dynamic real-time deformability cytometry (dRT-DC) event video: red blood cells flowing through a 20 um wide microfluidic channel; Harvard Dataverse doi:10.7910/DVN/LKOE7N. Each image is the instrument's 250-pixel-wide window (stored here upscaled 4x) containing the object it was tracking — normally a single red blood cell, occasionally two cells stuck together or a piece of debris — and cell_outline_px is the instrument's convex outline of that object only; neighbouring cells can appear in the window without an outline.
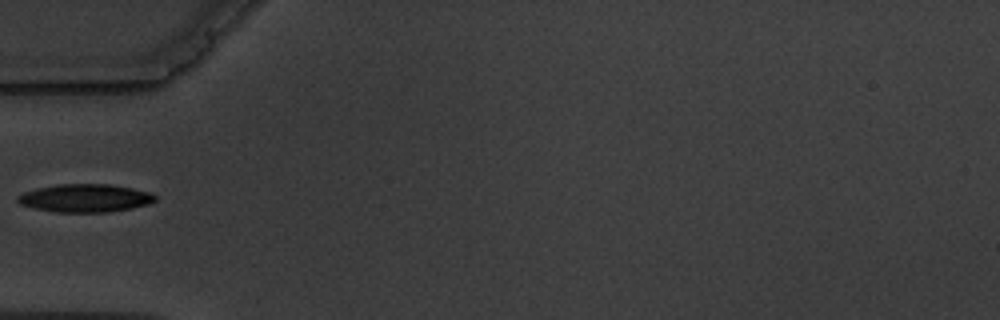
{"species": "common noctule bat (a hibernating species)", "species_latin": "Nyctalus noctula", "temperature_condition": "warm", "stored_images_in_passage": 3, "camera_frame_rate_fps": 3000, "um_per_image_px": 0.085, "animal": {"sex": "male", "body_mass_g": 19.5, "forearm_length_mm": 54.6}, "frame": {"image": 1, "passage_image": 3, "time_ms": 3.0, "image_size_px": [1000, 320], "cell_outline_px": [[156, 200], [148, 204], [132, 208], [108, 212], [56, 212], [36, 208], [20, 204], [16, 200], [16, 196], [24, 192], [36, 188], [60, 184], [108, 184], [132, 188], [148, 192], [156, 196]], "centroid_in_image_um": [7.22, 16.84], "position_along_channel_um": 77.8, "area_um2": 22.37}}